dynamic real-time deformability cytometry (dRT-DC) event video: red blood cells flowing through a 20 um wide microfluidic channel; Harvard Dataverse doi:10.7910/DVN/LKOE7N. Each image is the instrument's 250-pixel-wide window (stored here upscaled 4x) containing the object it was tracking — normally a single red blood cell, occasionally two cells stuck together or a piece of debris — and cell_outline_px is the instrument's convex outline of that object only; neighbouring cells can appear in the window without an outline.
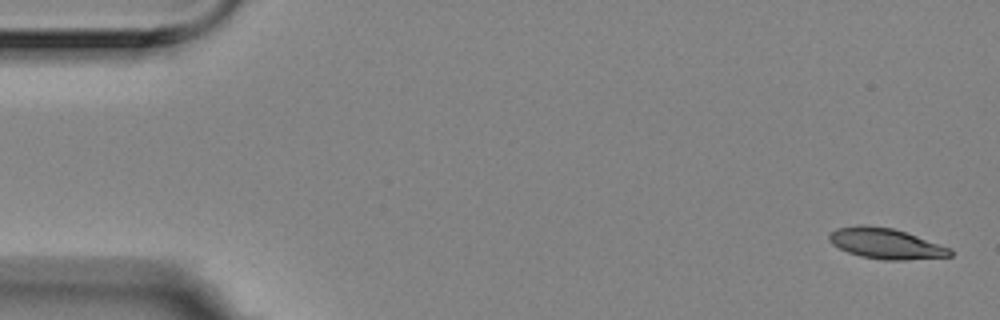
{"species": "Egyptian fruit bat (a non-hibernating species)", "species_latin": "Rousettus aegyptiacus", "temperature_condition": "room temperature", "stored_images_in_passage": 11, "camera_frame_rate_fps": 3000, "um_per_image_px": 0.085, "animal": {"sex": "female"}, "frame": {"image": 1, "passage_image": 1, "time_ms": 0.0, "image_size_px": [1000, 320], "cell_outline_px": [[952, 256], [904, 260], [884, 260], [860, 256], [848, 252], [832, 244], [828, 240], [828, 236], [836, 228], [856, 224], [864, 224], [892, 228], [952, 248]], "centroid_in_image_um": [75.27, 20.69], "position_along_channel_um": 9.7, "area_um2": 21.56}}
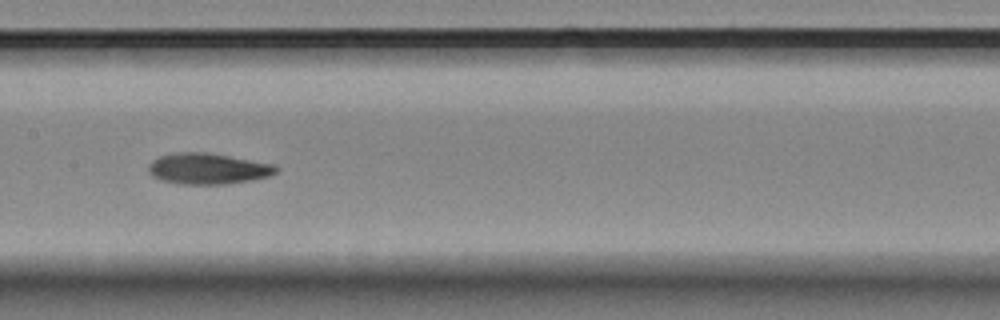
{"frame": {"image": 2, "passage_image": 7, "time_ms": 2.0, "image_size_px": [1000, 320], "cell_outline_px": [[280, 168], [276, 172], [268, 176], [252, 180], [224, 184], [180, 184], [160, 180], [152, 176], [148, 172], [148, 164], [152, 160], [160, 156], [176, 152], [208, 152], [276, 164]], "centroid_in_image_um": [17.67, 14.33], "position_along_channel_um": 189.7, "area_um2": 23.29}}
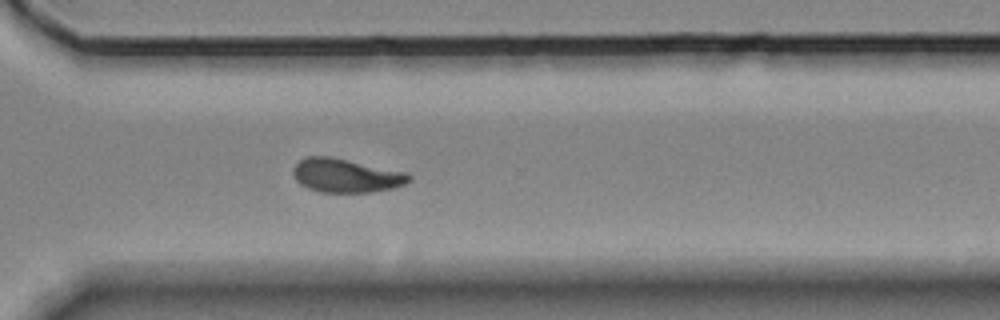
{"frame": {"image": 3, "passage_image": 11, "time_ms": 3.333, "image_size_px": [1000, 320], "cell_outline_px": [[412, 180], [404, 184], [392, 188], [372, 192], [320, 192], [308, 188], [300, 184], [296, 180], [292, 172], [292, 168], [300, 160], [308, 156], [328, 156], [408, 172], [412, 176]], "centroid_in_image_um": [29.42, 14.92], "position_along_channel_um": 341.2, "area_um2": 22.83}}